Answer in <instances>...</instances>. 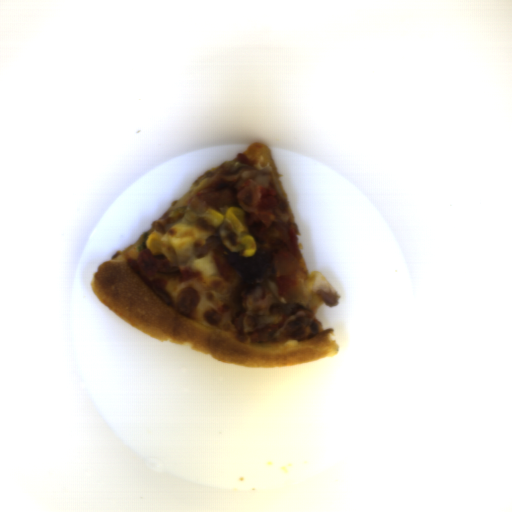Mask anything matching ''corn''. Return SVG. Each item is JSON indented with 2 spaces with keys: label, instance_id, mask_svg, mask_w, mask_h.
<instances>
[{
  "label": "corn",
  "instance_id": "1",
  "mask_svg": "<svg viewBox=\"0 0 512 512\" xmlns=\"http://www.w3.org/2000/svg\"><path fill=\"white\" fill-rule=\"evenodd\" d=\"M198 232L192 227L172 226L164 236L157 232L149 233L146 248L155 254H163L168 261L178 258L182 250L198 239Z\"/></svg>",
  "mask_w": 512,
  "mask_h": 512
},
{
  "label": "corn",
  "instance_id": "2",
  "mask_svg": "<svg viewBox=\"0 0 512 512\" xmlns=\"http://www.w3.org/2000/svg\"><path fill=\"white\" fill-rule=\"evenodd\" d=\"M204 218L216 227H220L224 222L229 223L242 244V255L244 257L249 258L257 252V242L248 231L245 212L241 207L232 206L228 208L225 214H220L210 207L204 212Z\"/></svg>",
  "mask_w": 512,
  "mask_h": 512
}]
</instances>
